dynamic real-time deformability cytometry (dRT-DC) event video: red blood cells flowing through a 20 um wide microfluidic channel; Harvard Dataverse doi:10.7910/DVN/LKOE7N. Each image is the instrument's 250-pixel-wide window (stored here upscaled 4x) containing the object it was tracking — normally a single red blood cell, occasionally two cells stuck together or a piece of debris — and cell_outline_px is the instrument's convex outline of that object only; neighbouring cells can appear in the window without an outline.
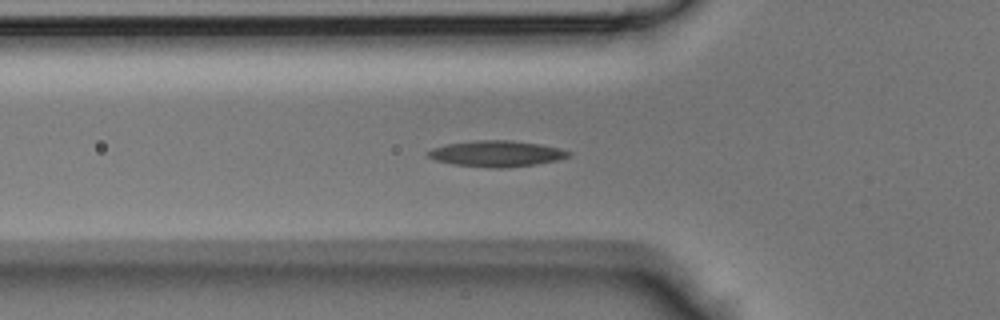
{"species": "Egyptian fruit bat (a non-hibernating species)", "species_latin": "Rousettus aegyptiacus", "temperature_condition": "room temperature", "stored_images_in_passage": 39, "camera_frame_rate_fps": 3000, "um_per_image_px": 0.085, "animal": {"sex": "male"}, "frame": {"image": 1, "passage_image": 9, "time_ms": 2.667, "image_size_px": [1000, 320], "cell_outline_px": [[572, 152], [568, 156], [556, 160], [536, 164], [500, 168], [492, 168], [452, 164], [436, 160], [428, 156], [428, 152], [432, 148], [448, 144], [476, 140], [512, 140], [540, 144], [560, 148]], "centroid_in_image_um": [42.21, 13.05], "position_along_channel_um": 83.6, "area_um2": 21.1}}
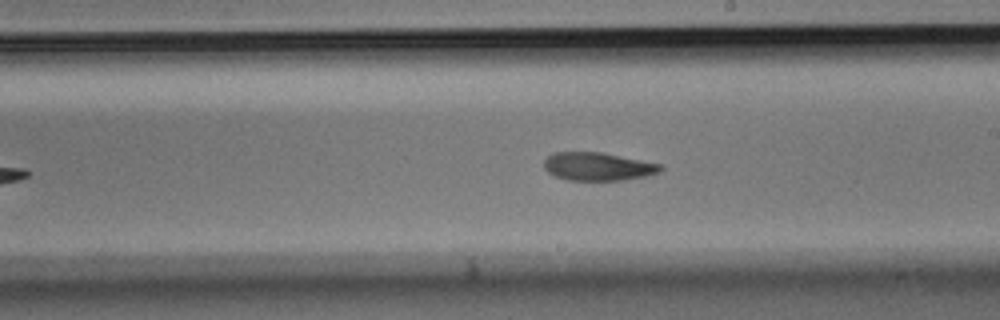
{"frame": {"image": 2, "passage_image": 19, "time_ms": 6.0, "image_size_px": [1000, 320], "cell_outline_px": [[664, 168], [660, 172], [644, 176], [620, 180], [568, 180], [556, 176], [548, 172], [544, 168], [544, 160], [548, 156], [556, 152], [600, 152], [664, 164]], "centroid_in_image_um": [50.85, 14.15], "position_along_channel_um": 238.2, "area_um2": 19.07}}
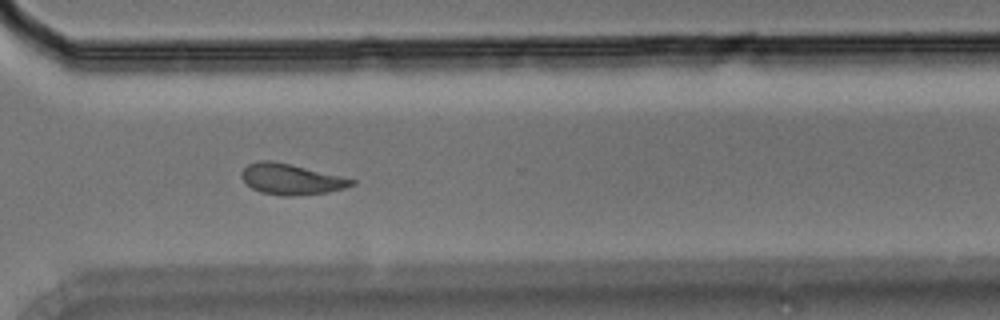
{"frame": {"image": 3, "passage_image": 26, "time_ms": 8.333, "image_size_px": [1000, 320], "cell_outline_px": [[356, 184], [344, 188], [328, 192], [292, 196], [280, 196], [260, 192], [252, 188], [240, 176], [240, 172], [248, 164], [260, 160], [268, 160], [292, 164], [356, 180]], "centroid_in_image_um": [24.73, 15.23], "position_along_channel_um": 345.9, "area_um2": 19.71}}